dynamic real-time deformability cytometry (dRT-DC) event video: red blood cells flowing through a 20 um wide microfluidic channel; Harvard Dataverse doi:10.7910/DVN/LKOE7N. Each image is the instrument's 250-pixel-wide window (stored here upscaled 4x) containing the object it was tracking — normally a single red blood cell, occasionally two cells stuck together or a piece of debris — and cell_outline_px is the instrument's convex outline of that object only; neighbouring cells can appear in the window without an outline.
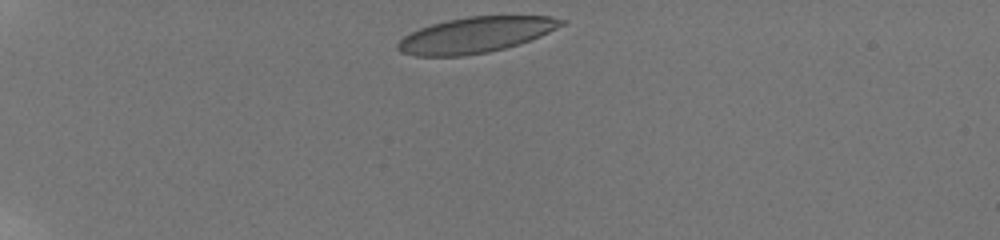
{"species": "human", "species_latin": "Homo sapiens", "temperature_condition": "room temperature", "stored_images_in_passage": 39, "camera_frame_rate_fps": 3000, "um_per_image_px": 0.085, "donor": {"sex": "male"}, "frame": {"image": 1, "passage_image": 1, "time_ms": 0.0, "image_size_px": [1000, 240], "cell_outline_px": [[568, 20], [564, 24], [540, 36], [520, 44], [488, 52], [464, 56], [416, 56], [400, 52], [396, 48], [396, 44], [404, 36], [420, 28], [432, 24], [448, 20], [468, 16], [552, 16]], "centroid_in_image_um": [40.43, 2.97], "position_along_channel_um": 44.6, "area_um2": 33.99}}
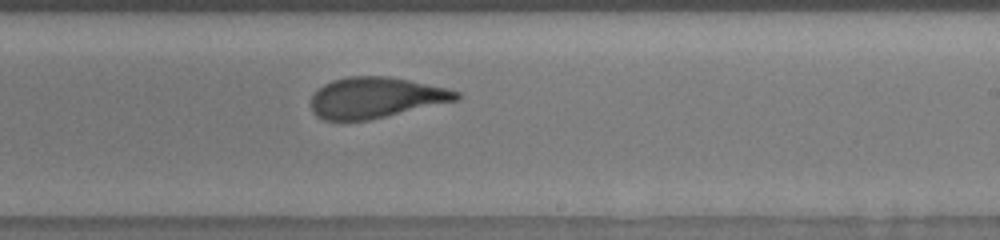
{"frame": {"image": 2, "passage_image": 23, "time_ms": 7.333, "image_size_px": [1000, 240], "cell_outline_px": [[460, 100], [368, 120], [324, 120], [316, 116], [312, 112], [312, 96], [316, 88], [332, 80], [348, 76], [388, 76], [408, 80], [444, 88], [460, 92]], "centroid_in_image_um": [31.91, 8.3], "position_along_channel_um": 257.1, "area_um2": 34.51}}
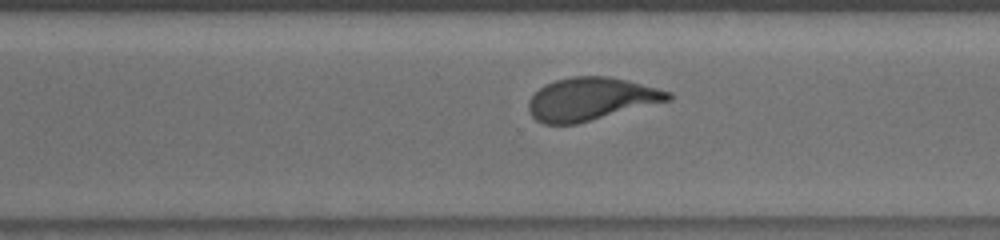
{"frame": {"image": 3, "passage_image": 28, "time_ms": 9.0, "image_size_px": [1000, 240], "cell_outline_px": [[672, 100], [576, 124], [544, 124], [536, 120], [532, 116], [528, 108], [528, 100], [544, 84], [556, 80], [572, 76], [608, 76], [628, 80], [672, 92]], "centroid_in_image_um": [50.24, 8.41], "position_along_channel_um": 320.4, "area_um2": 34.91}, "authors_computed_cell_mechanics": {"area_um2": 35.4314, "velocity_mm_per_s": 3.8003, "shape_relaxation_time_tau1_ms": 6.1658, "shape_relaxation_time_tau2_ms": 1.1122, "deformation_change_tau1": 0.2038, "deformation_change_tau2": 0.0811}}